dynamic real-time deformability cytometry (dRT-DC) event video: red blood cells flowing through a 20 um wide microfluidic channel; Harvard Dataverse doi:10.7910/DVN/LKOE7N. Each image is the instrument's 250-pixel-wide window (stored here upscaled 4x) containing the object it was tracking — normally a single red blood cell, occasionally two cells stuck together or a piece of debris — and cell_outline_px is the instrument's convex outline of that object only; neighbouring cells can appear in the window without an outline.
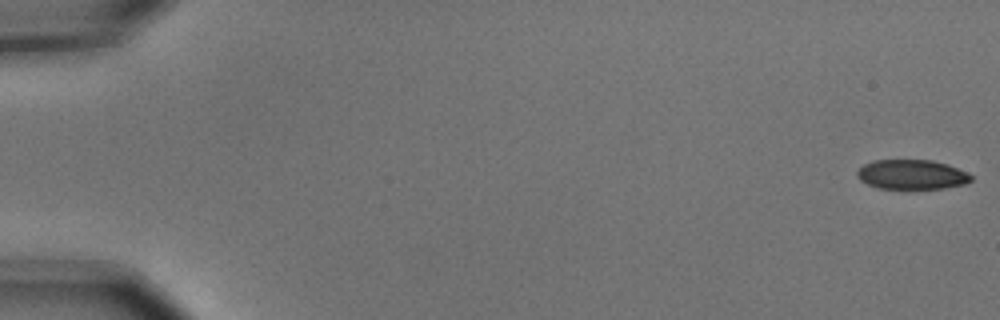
{"species": "common noctule bat (a hibernating species)", "species_latin": "Nyctalus noctula", "temperature_condition": "cold", "stored_images_in_passage": 7, "camera_frame_rate_fps": 3000, "um_per_image_px": 0.085, "animal": {"sex": "male", "body_mass_g": 15.6}, "frame": {"image": 1, "passage_image": 1, "time_ms": 0.0, "image_size_px": [1000, 320], "cell_outline_px": [[972, 180], [964, 184], [944, 188], [880, 188], [868, 184], [860, 180], [856, 176], [856, 172], [864, 164], [872, 160], [932, 160], [948, 164], [968, 172], [972, 176]], "centroid_in_image_um": [77.51, 14.82], "position_along_channel_um": 7.5, "area_um2": 19.65}}
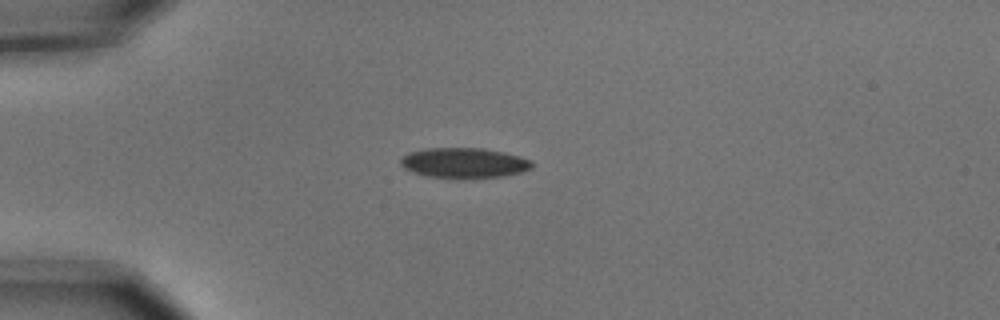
{"frame": {"image": 2, "passage_image": 5, "time_ms": 1.333, "image_size_px": [1000, 320], "cell_outline_px": [[532, 168], [524, 172], [504, 176], [428, 176], [412, 172], [404, 168], [400, 164], [400, 160], [408, 152], [424, 148], [484, 148], [504, 152], [520, 156], [532, 160]], "centroid_in_image_um": [39.46, 13.81], "position_along_channel_um": 45.5, "area_um2": 22.66}}
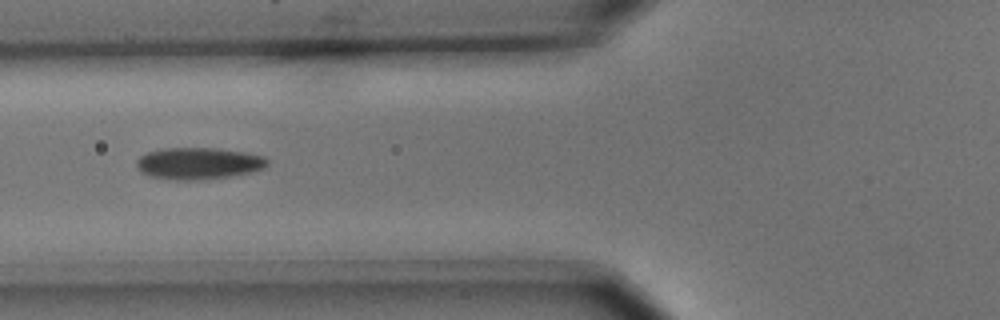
{"frame": {"image": 3, "passage_image": 7, "time_ms": 2.0, "image_size_px": [1000, 320], "cell_outline_px": [[268, 164], [264, 168], [248, 172], [228, 176], [196, 180], [176, 180], [148, 176], [140, 172], [136, 168], [136, 160], [140, 156], [148, 152], [160, 148], [220, 148], [244, 152], [264, 156], [268, 160]], "centroid_in_image_um": [16.82, 13.88], "position_along_channel_um": 109.0, "area_um2": 24.28}}